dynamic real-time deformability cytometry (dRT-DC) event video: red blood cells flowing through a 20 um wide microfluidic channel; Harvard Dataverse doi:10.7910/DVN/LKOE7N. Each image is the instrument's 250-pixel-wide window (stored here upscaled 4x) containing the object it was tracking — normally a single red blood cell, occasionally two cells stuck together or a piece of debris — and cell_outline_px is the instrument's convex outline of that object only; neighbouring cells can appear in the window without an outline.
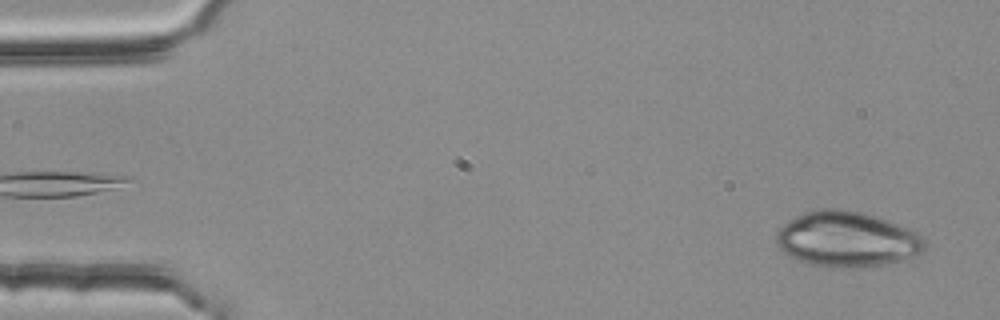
{"species": "common noctule bat (a hibernating species)", "species_latin": "Nyctalus noctula", "temperature_condition": "room temperature", "stored_images_in_passage": 51, "camera_frame_rate_fps": 3000, "um_per_image_px": 0.085, "animal": {"sex": "female", "body_mass_g": 25.1}, "frame": {"image": 1, "passage_image": 2, "time_ms": 0.333, "image_size_px": [1000, 320], "cell_outline_px": [[928, 244], [924, 252], [912, 256], [868, 268], [824, 268], [808, 264], [784, 252], [780, 248], [776, 240], [776, 232], [788, 220], [804, 212], [820, 208], [836, 208], [860, 212], [876, 216], [908, 228], [916, 232]], "centroid_in_image_um": [71.98, 20.35], "position_along_channel_um": 13.0, "area_um2": 48.15}}
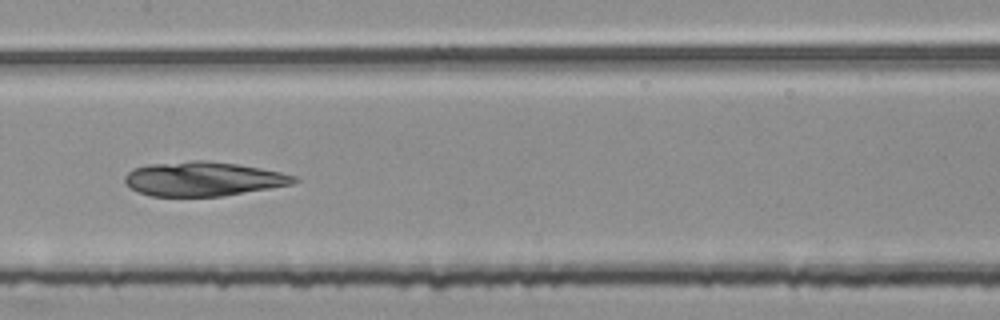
{"frame": {"image": 2, "passage_image": 26, "time_ms": 8.333, "image_size_px": [1000, 320], "cell_outline_px": [[300, 180], [296, 184], [224, 196], [152, 196], [140, 192], [132, 188], [124, 180], [124, 176], [132, 168], [148, 164], [192, 160], [200, 160], [236, 164], [260, 168], [280, 172], [296, 176]], "centroid_in_image_um": [17.31, 15.21], "position_along_channel_um": 190.1, "area_um2": 33.87}}
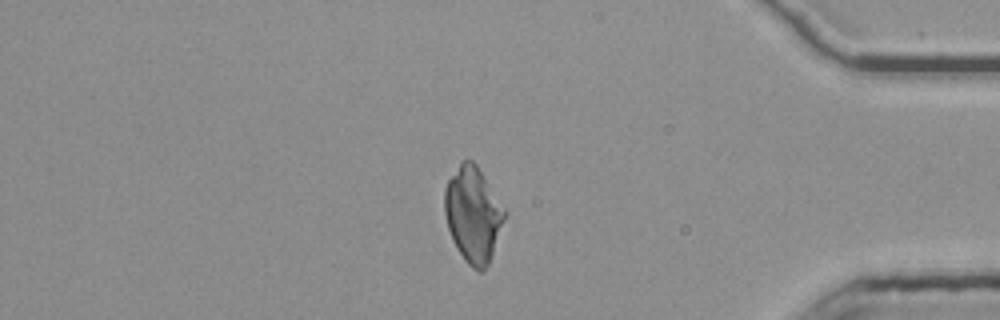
{"frame": {"image": 3, "passage_image": 45, "time_ms": 14.667, "image_size_px": [1000, 320], "cell_outline_px": [[508, 212], [488, 264], [484, 272], [480, 272], [472, 268], [464, 260], [452, 240], [448, 228], [444, 212], [444, 188], [448, 180], [460, 160], [472, 160], [476, 164]], "centroid_in_image_um": [40.21, 18.22], "position_along_channel_um": 395.0, "area_um2": 33.58}}